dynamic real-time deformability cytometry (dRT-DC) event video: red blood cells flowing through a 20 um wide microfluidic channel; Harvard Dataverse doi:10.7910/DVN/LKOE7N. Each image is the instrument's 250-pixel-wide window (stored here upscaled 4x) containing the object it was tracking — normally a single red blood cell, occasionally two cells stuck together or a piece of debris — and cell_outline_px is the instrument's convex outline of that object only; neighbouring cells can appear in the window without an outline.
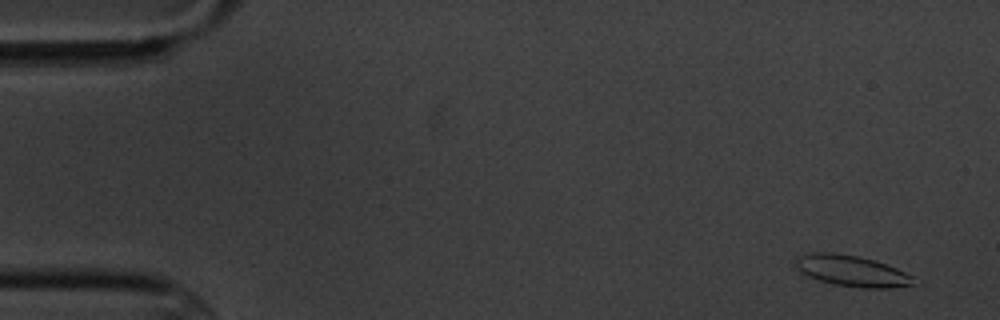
{"species": "common noctule bat (a hibernating species)", "species_latin": "Nyctalus noctula", "temperature_condition": "cold", "stored_images_in_passage": 5, "camera_frame_rate_fps": 3000, "um_per_image_px": 0.085, "animal": {"sex": "male", "body_mass_g": 20.1, "forearm_length_mm": 53.5}, "frame": {"image": 1, "passage_image": 1, "time_ms": 0.0, "image_size_px": [1000, 320], "cell_outline_px": [[924, 284], [888, 288], [864, 288], [832, 284], [808, 276], [800, 272], [796, 268], [796, 256], [812, 252], [832, 252], [860, 256], [896, 268], [912, 276]], "centroid_in_image_um": [72.45, 23.04], "position_along_channel_um": 12.6, "area_um2": 21.62}}